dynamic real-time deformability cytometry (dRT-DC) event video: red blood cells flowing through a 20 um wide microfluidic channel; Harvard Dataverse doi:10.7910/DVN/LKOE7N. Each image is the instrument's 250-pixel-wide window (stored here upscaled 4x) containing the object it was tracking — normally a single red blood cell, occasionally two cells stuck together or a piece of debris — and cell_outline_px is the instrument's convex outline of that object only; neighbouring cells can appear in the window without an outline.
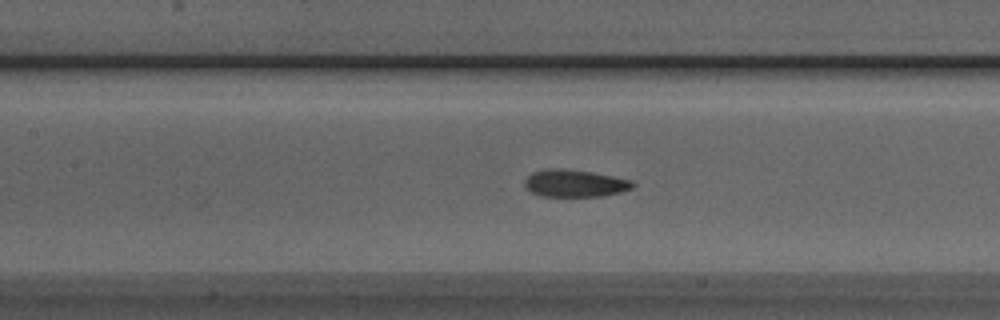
{"species": "Egyptian fruit bat (a non-hibernating species)", "species_latin": "Rousettus aegyptiacus", "temperature_condition": "room temperature", "stored_images_in_passage": 37, "camera_frame_rate_fps": 3000, "um_per_image_px": 0.085, "animal": {"sex": "male"}, "frame": {"image": 1, "passage_image": 12, "time_ms": 3.667, "image_size_px": [1000, 320], "cell_outline_px": [[636, 184], [632, 188], [620, 192], [600, 196], [544, 196], [532, 192], [524, 184], [524, 180], [532, 172], [548, 168], [564, 168], [592, 172], [632, 180]], "centroid_in_image_um": [48.86, 15.56], "position_along_channel_um": 158.5, "area_um2": 17.11}}
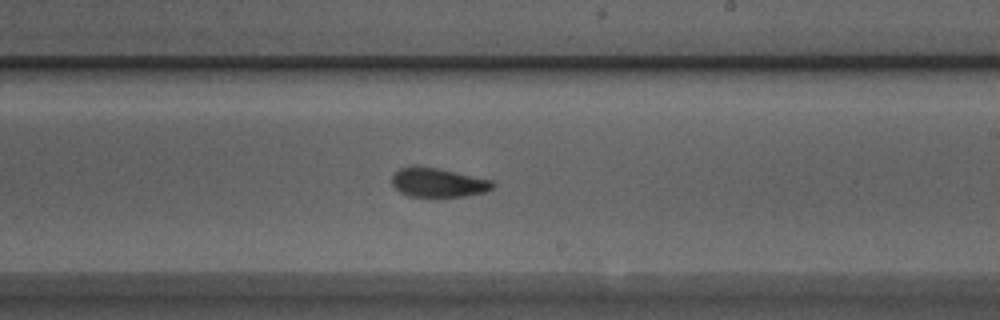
{"frame": {"image": 2, "passage_image": 19, "time_ms": 6.0, "image_size_px": [1000, 320], "cell_outline_px": [[496, 184], [492, 188], [484, 192], [464, 196], [408, 196], [400, 192], [392, 184], [392, 176], [400, 168], [436, 168], [492, 180]], "centroid_in_image_um": [37.26, 15.54], "position_along_channel_um": 251.7, "area_um2": 16.47}}
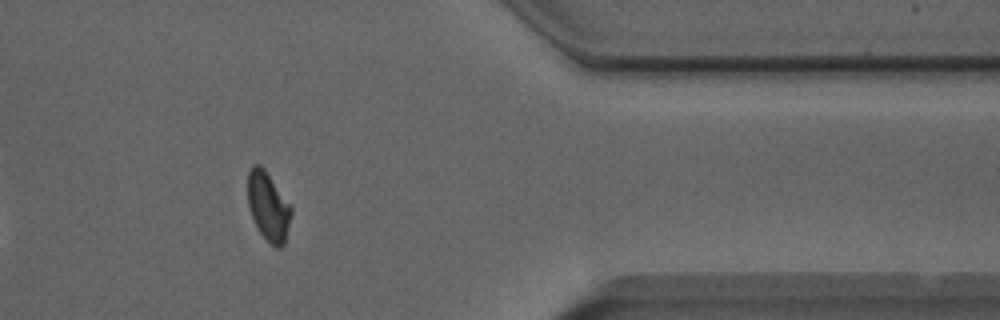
{"frame": {"image": 3, "passage_image": 31, "time_ms": 10.0, "image_size_px": [1000, 320], "cell_outline_px": [[292, 212], [284, 244], [280, 248], [276, 248], [260, 232], [252, 216], [248, 204], [248, 172], [252, 164], [260, 164], [264, 168], [292, 208]], "centroid_in_image_um": [22.79, 17.52], "position_along_channel_um": 388.6, "area_um2": 17.05}, "authors_computed_cell_mechanics": {"area_um2": 17.34, "velocity_mm_per_s": 4.0153, "shape_relaxation_time_tau1_ms": null, "shape_relaxation_time_tau2_ms": 2.7556, "deformation_change_tau1": null, "deformation_change_tau2": 0.0812}}